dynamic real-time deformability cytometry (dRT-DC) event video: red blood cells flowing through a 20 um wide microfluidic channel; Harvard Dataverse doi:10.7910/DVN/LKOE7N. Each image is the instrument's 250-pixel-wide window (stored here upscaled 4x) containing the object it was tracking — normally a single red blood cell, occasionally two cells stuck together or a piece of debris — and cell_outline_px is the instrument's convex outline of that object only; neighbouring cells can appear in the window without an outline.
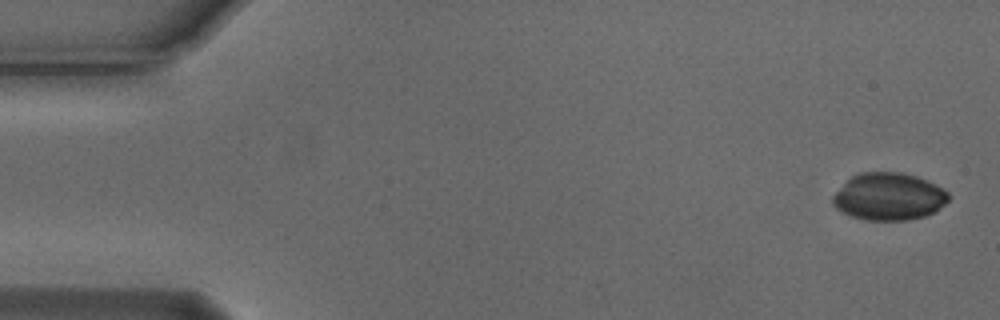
{"species": "Egyptian fruit bat (a non-hibernating species)", "species_latin": "Rousettus aegyptiacus", "temperature_condition": "cold", "stored_images_in_passage": 6, "segment_of_instrument_passage": [2, 2], "camera_frame_rate_fps": 3000, "um_per_image_px": 0.085, "animal": {"sex": "male"}, "frame": {"image": 1, "passage_image": 6, "time_ms": 1.667, "image_size_px": [1000, 320], "cell_outline_px": [[948, 200], [944, 204], [932, 212], [924, 216], [908, 220], [864, 220], [840, 212], [832, 204], [832, 196], [856, 172], [900, 172], [916, 176], [936, 184], [944, 188], [948, 192]], "centroid_in_image_um": [75.52, 16.7], "position_along_channel_um": 9.5, "area_um2": 31.91}}